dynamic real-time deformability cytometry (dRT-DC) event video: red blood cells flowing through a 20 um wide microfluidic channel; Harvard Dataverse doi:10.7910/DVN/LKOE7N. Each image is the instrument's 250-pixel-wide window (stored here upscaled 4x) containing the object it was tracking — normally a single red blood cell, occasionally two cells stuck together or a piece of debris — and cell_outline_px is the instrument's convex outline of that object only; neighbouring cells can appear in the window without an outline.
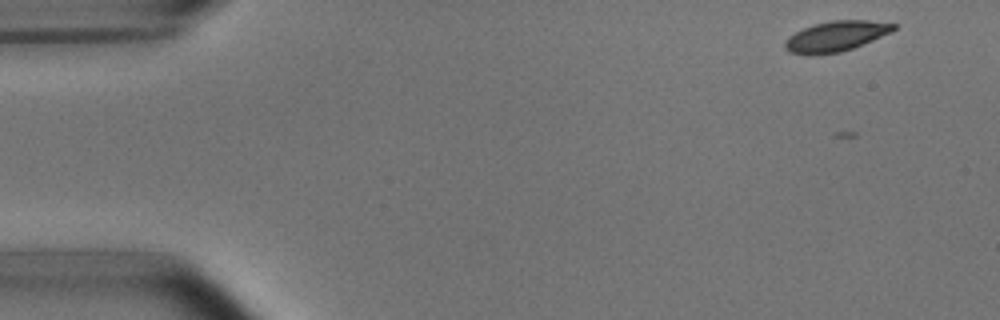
{"species": "common noctule bat (a hibernating species)", "species_latin": "Nyctalus noctula", "temperature_condition": "room temperature", "stored_images_in_passage": 5, "camera_frame_rate_fps": 3000, "um_per_image_px": 0.085, "animal": {"sex": "male", "body_mass_g": 15.6}, "frame": {"image": 1, "passage_image": 1, "time_ms": 0.0, "image_size_px": [1000, 320], "cell_outline_px": [[896, 28], [892, 32], [852, 48], [840, 52], [812, 56], [808, 56], [788, 52], [784, 48], [784, 44], [788, 36], [804, 28], [816, 24], [832, 20], [868, 20], [896, 24]], "centroid_in_image_um": [71.02, 3.1], "position_along_channel_um": 14.0, "area_um2": 19.25}}
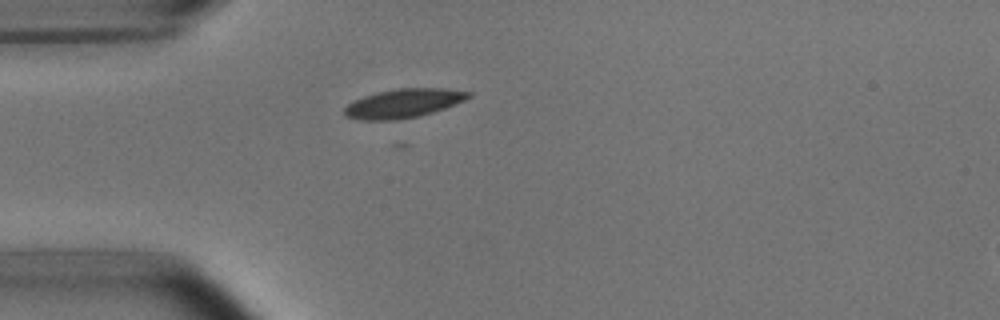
{"frame": {"image": 2, "passage_image": 4, "time_ms": 3.667, "image_size_px": [1000, 320], "cell_outline_px": [[472, 96], [456, 104], [420, 116], [396, 120], [364, 120], [348, 116], [344, 112], [344, 108], [348, 104], [364, 96], [376, 92], [396, 88], [444, 88], [472, 92]], "centroid_in_image_um": [34.33, 8.77], "position_along_channel_um": 50.7, "area_um2": 20.81}}